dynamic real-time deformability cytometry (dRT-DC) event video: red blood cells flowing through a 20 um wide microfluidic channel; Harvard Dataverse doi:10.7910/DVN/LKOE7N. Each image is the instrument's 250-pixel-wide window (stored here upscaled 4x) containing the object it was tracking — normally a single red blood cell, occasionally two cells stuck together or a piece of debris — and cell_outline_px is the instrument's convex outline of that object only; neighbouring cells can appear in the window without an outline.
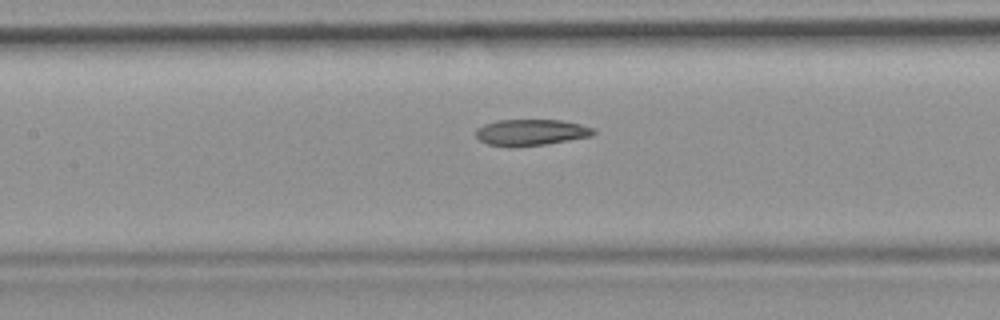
{"species": "common noctule bat (a hibernating species)", "species_latin": "Nyctalus noctula", "temperature_condition": "room temperature", "stored_images_in_passage": 33, "camera_frame_rate_fps": 3000, "um_per_image_px": 0.085, "animal": {"sex": "female", "body_mass_g": 19.9}, "frame": {"image": 1, "passage_image": 15, "time_ms": 4.667, "image_size_px": [1000, 320], "cell_outline_px": [[596, 132], [592, 136], [544, 144], [512, 148], [488, 144], [480, 140], [476, 136], [476, 128], [484, 124], [496, 120], [560, 120], [580, 124], [596, 128]], "centroid_in_image_um": [45.13, 11.25], "position_along_channel_um": 162.3, "area_um2": 18.15}}